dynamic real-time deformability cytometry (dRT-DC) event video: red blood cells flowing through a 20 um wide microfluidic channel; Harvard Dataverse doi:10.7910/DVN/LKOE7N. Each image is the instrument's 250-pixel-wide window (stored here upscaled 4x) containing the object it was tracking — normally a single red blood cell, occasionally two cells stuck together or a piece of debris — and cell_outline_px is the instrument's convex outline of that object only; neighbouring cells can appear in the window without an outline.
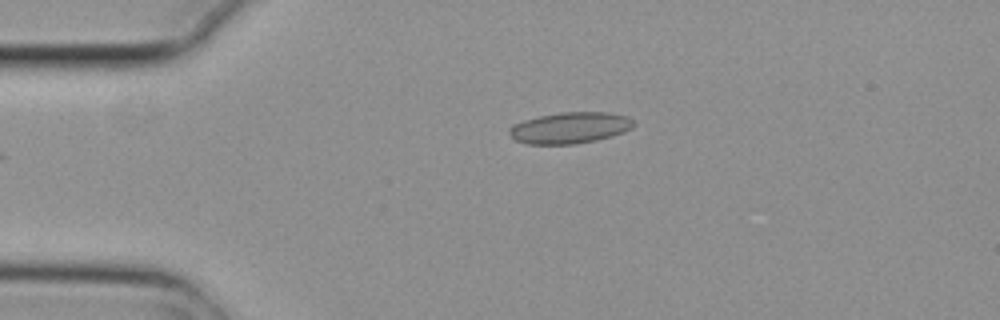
{"species": "common noctule bat (a hibernating species)", "species_latin": "Nyctalus noctula", "temperature_condition": "cold", "stored_images_in_passage": 5, "camera_frame_rate_fps": 3000, "um_per_image_px": 0.085, "animal": {"sex": "female", "body_mass_g": 29.2, "forearm_length_mm": 56.3}, "frame": {"image": 1, "passage_image": 4, "time_ms": 1.0, "image_size_px": [1000, 320], "cell_outline_px": [[636, 124], [632, 128], [612, 136], [596, 140], [576, 144], [528, 144], [516, 140], [508, 132], [508, 128], [512, 124], [524, 120], [540, 116], [560, 112], [608, 112], [628, 116]], "centroid_in_image_um": [48.45, 10.86], "position_along_channel_um": 36.6, "area_um2": 22.72}}